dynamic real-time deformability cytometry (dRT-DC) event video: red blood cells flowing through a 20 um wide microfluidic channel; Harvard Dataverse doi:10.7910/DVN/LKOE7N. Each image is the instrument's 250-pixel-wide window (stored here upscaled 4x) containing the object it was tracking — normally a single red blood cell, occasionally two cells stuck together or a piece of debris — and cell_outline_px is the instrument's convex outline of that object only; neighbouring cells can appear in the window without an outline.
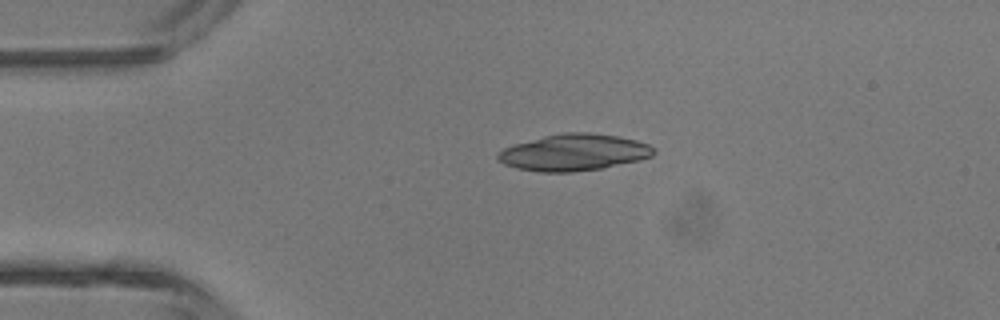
{"species": "common noctule bat (a hibernating species)", "species_latin": "Nyctalus noctula", "temperature_condition": "room temperature", "stored_images_in_passage": 4, "camera_frame_rate_fps": 3000, "um_per_image_px": 0.085, "animal": {"sex": "male", "body_mass_g": 13.3}, "frame": {"image": 1, "passage_image": 2, "time_ms": 1.0, "image_size_px": [1000, 320], "cell_outline_px": [[656, 152], [652, 156], [640, 160], [604, 168], [572, 172], [540, 172], [516, 168], [504, 164], [496, 156], [496, 152], [504, 148], [516, 144], [544, 136], [564, 132], [588, 132], [620, 136], [636, 140], [648, 144], [656, 148]], "centroid_in_image_um": [48.82, 12.96], "position_along_channel_um": 36.2, "area_um2": 33.41}}